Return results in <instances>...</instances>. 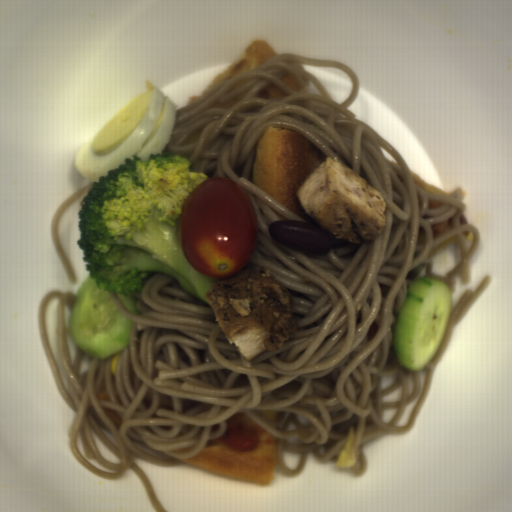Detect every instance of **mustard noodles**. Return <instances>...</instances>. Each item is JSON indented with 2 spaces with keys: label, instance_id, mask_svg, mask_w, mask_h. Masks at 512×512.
Returning <instances> with one entry per match:
<instances>
[{
  "label": "mustard noodles",
  "instance_id": "0af2e427",
  "mask_svg": "<svg viewBox=\"0 0 512 512\" xmlns=\"http://www.w3.org/2000/svg\"><path fill=\"white\" fill-rule=\"evenodd\" d=\"M304 65L335 67L352 79L343 102L330 98ZM294 77L299 92L278 79ZM287 96L256 97L271 84ZM360 91L348 65L281 53L253 70L219 82L175 110L168 145L202 173L240 185L255 212L258 238L248 269L264 267L287 289L297 329L278 351L247 360L217 323L211 306L181 288L176 279L152 272L129 310L117 291L108 296L120 315L134 322L129 345L100 359L73 341L69 324L76 294L52 290L37 306V328L54 382L75 413L67 432L73 457L99 478L118 480L129 469L141 481L156 512L159 501L139 457L176 467L198 455L209 440L225 434L227 419L245 413L278 438L277 459L286 476H299L313 453L321 463L336 461L354 428L357 478L369 464L362 445L384 433L412 429L430 392L435 367L454 330L494 282L485 275L475 291L466 289L451 309L444 339L434 358L412 370L398 359L395 334L409 287L422 278L446 283L450 297L472 281V261L481 246L476 226L460 224L468 209L459 186L449 196L416 185L403 155L347 108ZM288 127L310 140L324 159L337 156L377 188L386 201L380 239L353 244L334 239L326 255L312 256L273 240L275 220L308 223L252 182L256 143L268 126ZM453 219L433 239L430 224ZM461 263L433 275L437 251L453 241ZM58 298L56 333L69 375L66 390L44 329L47 301ZM92 427L122 461L104 460ZM283 445L301 451L298 471L286 469Z\"/></svg>",
  "mask_w": 512,
  "mask_h": 512
},
{
  "label": "mustard noodles",
  "instance_id": "7f7daa86",
  "mask_svg": "<svg viewBox=\"0 0 512 512\" xmlns=\"http://www.w3.org/2000/svg\"><path fill=\"white\" fill-rule=\"evenodd\" d=\"M95 181H89L84 186L78 188L64 198L57 209L55 210L50 222H49V236L52 247L58 257V260L63 268L65 276L71 285H77L78 278L76 271L68 258L60 240L59 236V222L63 213L80 197L87 193L91 188L94 187Z\"/></svg>",
  "mask_w": 512,
  "mask_h": 512
}]
</instances>
